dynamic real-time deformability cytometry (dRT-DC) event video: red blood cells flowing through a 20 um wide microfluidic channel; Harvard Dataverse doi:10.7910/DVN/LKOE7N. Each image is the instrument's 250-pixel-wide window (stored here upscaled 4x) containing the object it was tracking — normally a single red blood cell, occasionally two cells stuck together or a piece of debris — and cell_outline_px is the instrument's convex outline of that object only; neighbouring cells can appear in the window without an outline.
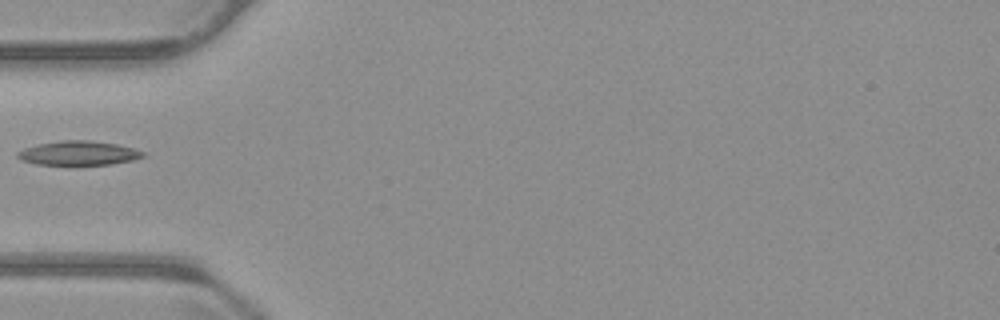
{"species": "common noctule bat (a hibernating species)", "species_latin": "Nyctalus noctula", "temperature_condition": "warm", "stored_images_in_passage": 38, "camera_frame_rate_fps": 3000, "um_per_image_px": 0.085, "animal": {"sex": "male", "body_mass_g": 23.1, "forearm_length_mm": 52.7}, "frame": {"image": 1, "passage_image": 1, "time_ms": 0.0, "image_size_px": [1000, 320], "cell_outline_px": [[144, 156], [132, 160], [112, 164], [76, 168], [68, 168], [36, 164], [24, 160], [16, 156], [16, 152], [24, 148], [40, 144], [60, 140], [88, 140], [116, 144], [132, 148], [144, 152]], "centroid_in_image_um": [6.64, 13.07], "position_along_channel_um": 78.4, "area_um2": 18.55}}
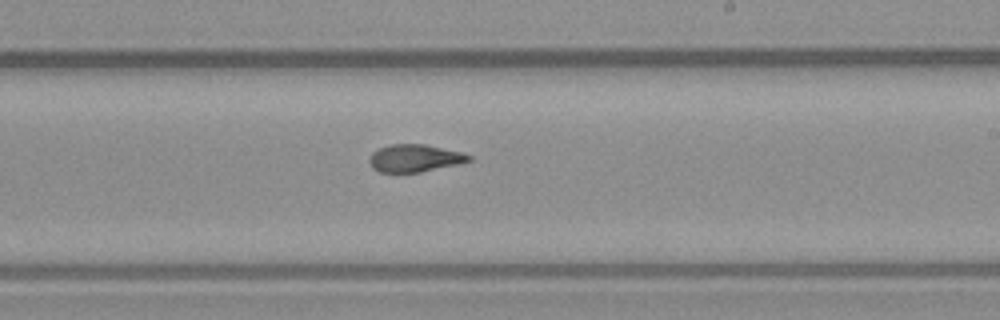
{"frame": {"image": 2, "passage_image": 15, "time_ms": 4.667, "image_size_px": [1000, 320], "cell_outline_px": [[472, 160], [456, 164], [420, 172], [380, 172], [372, 168], [368, 160], [372, 152], [388, 144], [424, 144], [464, 152], [472, 156]], "centroid_in_image_um": [35.24, 13.43], "position_along_channel_um": 253.8, "area_um2": 15.95}}
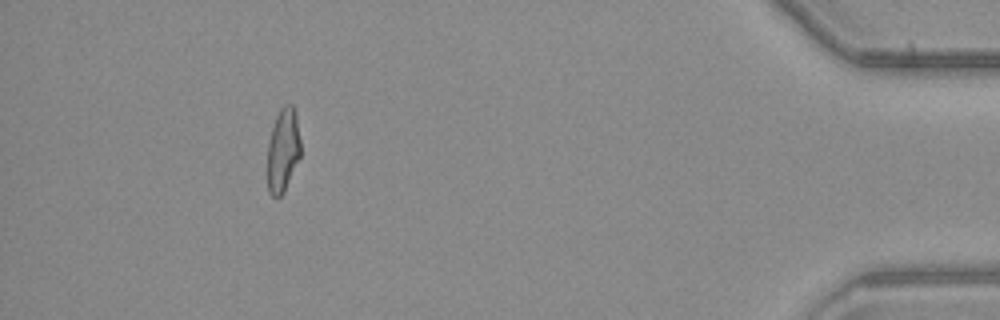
{"frame": {"image": 3, "passage_image": 33, "time_ms": 10.667, "image_size_px": [1000, 320], "cell_outline_px": [[300, 156], [284, 192], [280, 196], [272, 196], [268, 192], [268, 144], [272, 128], [276, 116], [280, 108], [284, 104], [292, 104], [296, 112], [300, 140]], "centroid_in_image_um": [24.06, 12.73], "position_along_channel_um": 411.1, "area_um2": 16.13}}